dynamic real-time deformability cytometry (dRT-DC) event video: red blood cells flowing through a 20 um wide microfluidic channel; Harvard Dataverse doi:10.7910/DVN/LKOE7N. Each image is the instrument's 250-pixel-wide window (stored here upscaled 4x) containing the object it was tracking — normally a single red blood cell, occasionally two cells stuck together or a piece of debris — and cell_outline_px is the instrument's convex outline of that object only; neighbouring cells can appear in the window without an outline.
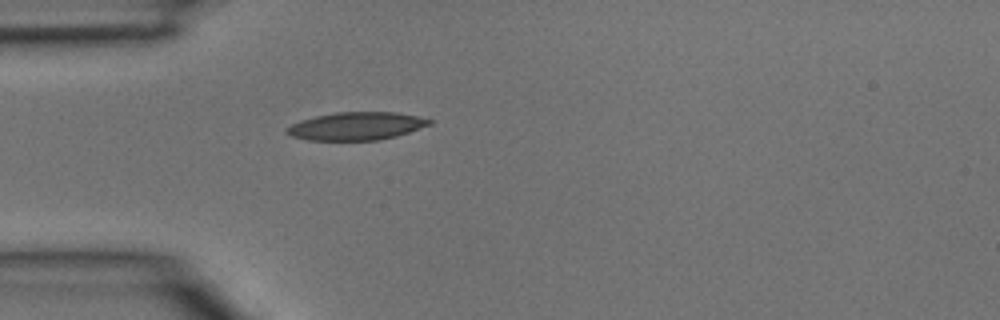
{"species": "common noctule bat (a hibernating species)", "species_latin": "Nyctalus noctula", "temperature_condition": "room temperature", "stored_images_in_passage": 3, "camera_frame_rate_fps": 3000, "um_per_image_px": 0.085, "animal": {"sex": "male", "body_mass_g": 15.6}, "frame": {"image": 1, "passage_image": 3, "time_ms": 0.667, "image_size_px": [1000, 320], "cell_outline_px": [[432, 124], [396, 136], [380, 140], [308, 140], [292, 136], [284, 132], [292, 124], [300, 120], [316, 116], [336, 112], [396, 112], [416, 116], [432, 120]], "centroid_in_image_um": [30.29, 10.72], "position_along_channel_um": 54.7, "area_um2": 23.06}}